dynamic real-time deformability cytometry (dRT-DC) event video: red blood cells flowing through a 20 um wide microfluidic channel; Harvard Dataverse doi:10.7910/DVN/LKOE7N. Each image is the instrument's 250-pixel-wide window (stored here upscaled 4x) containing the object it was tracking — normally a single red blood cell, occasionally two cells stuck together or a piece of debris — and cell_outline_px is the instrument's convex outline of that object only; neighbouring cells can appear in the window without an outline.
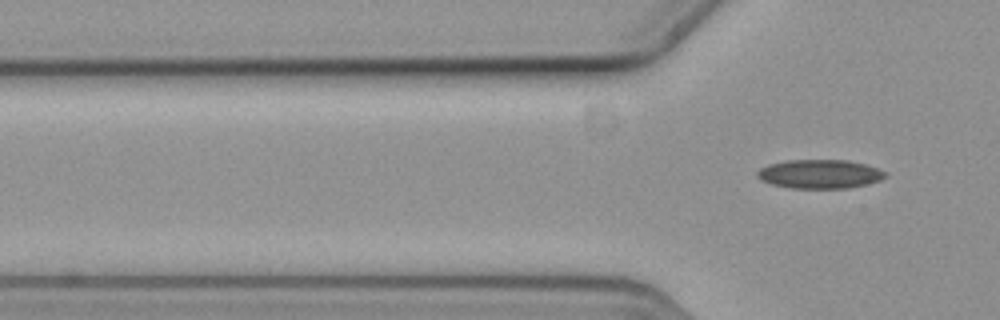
{"species": "common noctule bat (a hibernating species)", "species_latin": "Nyctalus noctula", "temperature_condition": "cold", "stored_images_in_passage": 7, "segment_of_instrument_passage": [2, 2], "camera_frame_rate_fps": 3000, "um_per_image_px": 0.085, "animal": {"sex": "female", "body_mass_g": 19.3, "forearm_length_mm": 54.1}, "frame": {"image": 1, "passage_image": 7, "time_ms": 2.0, "image_size_px": [1000, 320], "cell_outline_px": [[888, 176], [880, 180], [848, 188], [792, 188], [772, 184], [760, 180], [756, 176], [756, 172], [760, 168], [768, 164], [784, 160], [848, 160], [864, 164], [876, 168], [884, 172]], "centroid_in_image_um": [69.62, 14.78], "position_along_channel_um": 56.2, "area_um2": 21.5}}